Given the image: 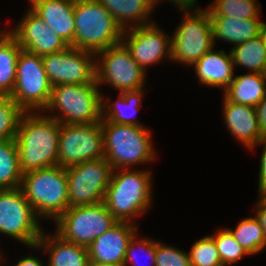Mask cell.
<instances>
[{
  "instance_id": "obj_1",
  "label": "cell",
  "mask_w": 266,
  "mask_h": 266,
  "mask_svg": "<svg viewBox=\"0 0 266 266\" xmlns=\"http://www.w3.org/2000/svg\"><path fill=\"white\" fill-rule=\"evenodd\" d=\"M44 112H25L15 137L22 174L57 166L61 124Z\"/></svg>"
},
{
  "instance_id": "obj_2",
  "label": "cell",
  "mask_w": 266,
  "mask_h": 266,
  "mask_svg": "<svg viewBox=\"0 0 266 266\" xmlns=\"http://www.w3.org/2000/svg\"><path fill=\"white\" fill-rule=\"evenodd\" d=\"M152 173L150 170H113L104 203L118 222H132L153 203Z\"/></svg>"
},
{
  "instance_id": "obj_3",
  "label": "cell",
  "mask_w": 266,
  "mask_h": 266,
  "mask_svg": "<svg viewBox=\"0 0 266 266\" xmlns=\"http://www.w3.org/2000/svg\"><path fill=\"white\" fill-rule=\"evenodd\" d=\"M104 158L115 169H132L133 165L156 159L151 129L145 126L116 124L101 120ZM132 167V168H131Z\"/></svg>"
},
{
  "instance_id": "obj_4",
  "label": "cell",
  "mask_w": 266,
  "mask_h": 266,
  "mask_svg": "<svg viewBox=\"0 0 266 266\" xmlns=\"http://www.w3.org/2000/svg\"><path fill=\"white\" fill-rule=\"evenodd\" d=\"M102 97L103 94L96 79L86 84H59L52 87L50 100L44 112H50L46 115L51 114L49 117L60 124L100 122Z\"/></svg>"
},
{
  "instance_id": "obj_5",
  "label": "cell",
  "mask_w": 266,
  "mask_h": 266,
  "mask_svg": "<svg viewBox=\"0 0 266 266\" xmlns=\"http://www.w3.org/2000/svg\"><path fill=\"white\" fill-rule=\"evenodd\" d=\"M20 188L40 220L49 218L55 222L68 209L64 167L57 165L24 173Z\"/></svg>"
},
{
  "instance_id": "obj_6",
  "label": "cell",
  "mask_w": 266,
  "mask_h": 266,
  "mask_svg": "<svg viewBox=\"0 0 266 266\" xmlns=\"http://www.w3.org/2000/svg\"><path fill=\"white\" fill-rule=\"evenodd\" d=\"M75 48L97 54L121 43L123 29L99 0H75Z\"/></svg>"
},
{
  "instance_id": "obj_7",
  "label": "cell",
  "mask_w": 266,
  "mask_h": 266,
  "mask_svg": "<svg viewBox=\"0 0 266 266\" xmlns=\"http://www.w3.org/2000/svg\"><path fill=\"white\" fill-rule=\"evenodd\" d=\"M182 22L171 35V61L193 66L205 53L215 47L210 16L207 9L181 8Z\"/></svg>"
},
{
  "instance_id": "obj_8",
  "label": "cell",
  "mask_w": 266,
  "mask_h": 266,
  "mask_svg": "<svg viewBox=\"0 0 266 266\" xmlns=\"http://www.w3.org/2000/svg\"><path fill=\"white\" fill-rule=\"evenodd\" d=\"M52 91L42 56L21 50L16 64L15 86L11 98L24 112H43Z\"/></svg>"
},
{
  "instance_id": "obj_9",
  "label": "cell",
  "mask_w": 266,
  "mask_h": 266,
  "mask_svg": "<svg viewBox=\"0 0 266 266\" xmlns=\"http://www.w3.org/2000/svg\"><path fill=\"white\" fill-rule=\"evenodd\" d=\"M118 221L104 202L68 208L56 221L55 233L63 240L87 247Z\"/></svg>"
},
{
  "instance_id": "obj_10",
  "label": "cell",
  "mask_w": 266,
  "mask_h": 266,
  "mask_svg": "<svg viewBox=\"0 0 266 266\" xmlns=\"http://www.w3.org/2000/svg\"><path fill=\"white\" fill-rule=\"evenodd\" d=\"M96 82L107 84L119 93L145 88L147 71L132 58L121 42L96 54Z\"/></svg>"
},
{
  "instance_id": "obj_11",
  "label": "cell",
  "mask_w": 266,
  "mask_h": 266,
  "mask_svg": "<svg viewBox=\"0 0 266 266\" xmlns=\"http://www.w3.org/2000/svg\"><path fill=\"white\" fill-rule=\"evenodd\" d=\"M39 220L20 187L0 190V233L29 248L44 230Z\"/></svg>"
},
{
  "instance_id": "obj_12",
  "label": "cell",
  "mask_w": 266,
  "mask_h": 266,
  "mask_svg": "<svg viewBox=\"0 0 266 266\" xmlns=\"http://www.w3.org/2000/svg\"><path fill=\"white\" fill-rule=\"evenodd\" d=\"M112 173V165L105 158L67 167L68 208L104 202Z\"/></svg>"
},
{
  "instance_id": "obj_13",
  "label": "cell",
  "mask_w": 266,
  "mask_h": 266,
  "mask_svg": "<svg viewBox=\"0 0 266 266\" xmlns=\"http://www.w3.org/2000/svg\"><path fill=\"white\" fill-rule=\"evenodd\" d=\"M104 158L100 122L61 124L57 165L67 168L85 161Z\"/></svg>"
},
{
  "instance_id": "obj_14",
  "label": "cell",
  "mask_w": 266,
  "mask_h": 266,
  "mask_svg": "<svg viewBox=\"0 0 266 266\" xmlns=\"http://www.w3.org/2000/svg\"><path fill=\"white\" fill-rule=\"evenodd\" d=\"M52 87L59 84H86L96 79V54L72 46L42 56Z\"/></svg>"
},
{
  "instance_id": "obj_15",
  "label": "cell",
  "mask_w": 266,
  "mask_h": 266,
  "mask_svg": "<svg viewBox=\"0 0 266 266\" xmlns=\"http://www.w3.org/2000/svg\"><path fill=\"white\" fill-rule=\"evenodd\" d=\"M121 42L145 71L149 66L157 65L167 58L168 61L171 60V36L161 30L154 21L123 30Z\"/></svg>"
},
{
  "instance_id": "obj_16",
  "label": "cell",
  "mask_w": 266,
  "mask_h": 266,
  "mask_svg": "<svg viewBox=\"0 0 266 266\" xmlns=\"http://www.w3.org/2000/svg\"><path fill=\"white\" fill-rule=\"evenodd\" d=\"M16 27L8 30L21 48L39 56L56 53L69 47L30 7Z\"/></svg>"
},
{
  "instance_id": "obj_17",
  "label": "cell",
  "mask_w": 266,
  "mask_h": 266,
  "mask_svg": "<svg viewBox=\"0 0 266 266\" xmlns=\"http://www.w3.org/2000/svg\"><path fill=\"white\" fill-rule=\"evenodd\" d=\"M138 227L135 223L117 222L88 246L89 260L123 265L128 243Z\"/></svg>"
},
{
  "instance_id": "obj_18",
  "label": "cell",
  "mask_w": 266,
  "mask_h": 266,
  "mask_svg": "<svg viewBox=\"0 0 266 266\" xmlns=\"http://www.w3.org/2000/svg\"><path fill=\"white\" fill-rule=\"evenodd\" d=\"M222 102V114L228 132L247 149L254 151L264 138L258 126L256 108L227 101L224 97Z\"/></svg>"
},
{
  "instance_id": "obj_19",
  "label": "cell",
  "mask_w": 266,
  "mask_h": 266,
  "mask_svg": "<svg viewBox=\"0 0 266 266\" xmlns=\"http://www.w3.org/2000/svg\"><path fill=\"white\" fill-rule=\"evenodd\" d=\"M29 7L59 35L75 48V0H28Z\"/></svg>"
},
{
  "instance_id": "obj_20",
  "label": "cell",
  "mask_w": 266,
  "mask_h": 266,
  "mask_svg": "<svg viewBox=\"0 0 266 266\" xmlns=\"http://www.w3.org/2000/svg\"><path fill=\"white\" fill-rule=\"evenodd\" d=\"M205 53L194 65V70L201 85L217 87L224 91L234 79V64L229 50H214Z\"/></svg>"
},
{
  "instance_id": "obj_21",
  "label": "cell",
  "mask_w": 266,
  "mask_h": 266,
  "mask_svg": "<svg viewBox=\"0 0 266 266\" xmlns=\"http://www.w3.org/2000/svg\"><path fill=\"white\" fill-rule=\"evenodd\" d=\"M30 248L46 252L48 266H87L89 261L87 247L65 241L56 233L50 235L43 231L37 245Z\"/></svg>"
},
{
  "instance_id": "obj_22",
  "label": "cell",
  "mask_w": 266,
  "mask_h": 266,
  "mask_svg": "<svg viewBox=\"0 0 266 266\" xmlns=\"http://www.w3.org/2000/svg\"><path fill=\"white\" fill-rule=\"evenodd\" d=\"M214 44L217 40L236 46L261 35L265 22L260 19H238L232 17H210Z\"/></svg>"
},
{
  "instance_id": "obj_23",
  "label": "cell",
  "mask_w": 266,
  "mask_h": 266,
  "mask_svg": "<svg viewBox=\"0 0 266 266\" xmlns=\"http://www.w3.org/2000/svg\"><path fill=\"white\" fill-rule=\"evenodd\" d=\"M111 13L116 23L129 29L153 23L149 21L155 6L150 0H99Z\"/></svg>"
},
{
  "instance_id": "obj_24",
  "label": "cell",
  "mask_w": 266,
  "mask_h": 266,
  "mask_svg": "<svg viewBox=\"0 0 266 266\" xmlns=\"http://www.w3.org/2000/svg\"><path fill=\"white\" fill-rule=\"evenodd\" d=\"M144 90L146 88L118 93L115 102L102 97V119L116 124L143 126L134 116L141 108Z\"/></svg>"
},
{
  "instance_id": "obj_25",
  "label": "cell",
  "mask_w": 266,
  "mask_h": 266,
  "mask_svg": "<svg viewBox=\"0 0 266 266\" xmlns=\"http://www.w3.org/2000/svg\"><path fill=\"white\" fill-rule=\"evenodd\" d=\"M223 94L227 101L256 107L266 94V74L249 72L234 75Z\"/></svg>"
},
{
  "instance_id": "obj_26",
  "label": "cell",
  "mask_w": 266,
  "mask_h": 266,
  "mask_svg": "<svg viewBox=\"0 0 266 266\" xmlns=\"http://www.w3.org/2000/svg\"><path fill=\"white\" fill-rule=\"evenodd\" d=\"M21 50L20 44L9 31L0 38V96L12 94Z\"/></svg>"
},
{
  "instance_id": "obj_27",
  "label": "cell",
  "mask_w": 266,
  "mask_h": 266,
  "mask_svg": "<svg viewBox=\"0 0 266 266\" xmlns=\"http://www.w3.org/2000/svg\"><path fill=\"white\" fill-rule=\"evenodd\" d=\"M230 53L234 66L244 67L250 73L266 74V46L262 35L232 47Z\"/></svg>"
},
{
  "instance_id": "obj_28",
  "label": "cell",
  "mask_w": 266,
  "mask_h": 266,
  "mask_svg": "<svg viewBox=\"0 0 266 266\" xmlns=\"http://www.w3.org/2000/svg\"><path fill=\"white\" fill-rule=\"evenodd\" d=\"M16 140L0 143V190L19 188L22 182Z\"/></svg>"
},
{
  "instance_id": "obj_29",
  "label": "cell",
  "mask_w": 266,
  "mask_h": 266,
  "mask_svg": "<svg viewBox=\"0 0 266 266\" xmlns=\"http://www.w3.org/2000/svg\"><path fill=\"white\" fill-rule=\"evenodd\" d=\"M228 229L249 255L259 254L266 248L264 230L255 216L246 217L234 229Z\"/></svg>"
},
{
  "instance_id": "obj_30",
  "label": "cell",
  "mask_w": 266,
  "mask_h": 266,
  "mask_svg": "<svg viewBox=\"0 0 266 266\" xmlns=\"http://www.w3.org/2000/svg\"><path fill=\"white\" fill-rule=\"evenodd\" d=\"M258 0H215L206 8L210 17L260 19Z\"/></svg>"
},
{
  "instance_id": "obj_31",
  "label": "cell",
  "mask_w": 266,
  "mask_h": 266,
  "mask_svg": "<svg viewBox=\"0 0 266 266\" xmlns=\"http://www.w3.org/2000/svg\"><path fill=\"white\" fill-rule=\"evenodd\" d=\"M25 112L10 96H0V143L15 139Z\"/></svg>"
},
{
  "instance_id": "obj_32",
  "label": "cell",
  "mask_w": 266,
  "mask_h": 266,
  "mask_svg": "<svg viewBox=\"0 0 266 266\" xmlns=\"http://www.w3.org/2000/svg\"><path fill=\"white\" fill-rule=\"evenodd\" d=\"M216 244L221 263L223 265H232L237 263L249 254L235 240L233 234L227 228L216 230L215 234L211 235Z\"/></svg>"
},
{
  "instance_id": "obj_33",
  "label": "cell",
  "mask_w": 266,
  "mask_h": 266,
  "mask_svg": "<svg viewBox=\"0 0 266 266\" xmlns=\"http://www.w3.org/2000/svg\"><path fill=\"white\" fill-rule=\"evenodd\" d=\"M191 266H221L214 239L207 235L195 241L189 251Z\"/></svg>"
},
{
  "instance_id": "obj_34",
  "label": "cell",
  "mask_w": 266,
  "mask_h": 266,
  "mask_svg": "<svg viewBox=\"0 0 266 266\" xmlns=\"http://www.w3.org/2000/svg\"><path fill=\"white\" fill-rule=\"evenodd\" d=\"M137 235L138 233H136L128 243L123 265L130 266L129 264L131 263V266H140L142 263L139 265L140 260L138 259V253H145L146 258H148L150 261L149 266H156V240L148 237H142L141 239H138L139 236Z\"/></svg>"
},
{
  "instance_id": "obj_35",
  "label": "cell",
  "mask_w": 266,
  "mask_h": 266,
  "mask_svg": "<svg viewBox=\"0 0 266 266\" xmlns=\"http://www.w3.org/2000/svg\"><path fill=\"white\" fill-rule=\"evenodd\" d=\"M156 266H191L189 253L156 240Z\"/></svg>"
},
{
  "instance_id": "obj_36",
  "label": "cell",
  "mask_w": 266,
  "mask_h": 266,
  "mask_svg": "<svg viewBox=\"0 0 266 266\" xmlns=\"http://www.w3.org/2000/svg\"><path fill=\"white\" fill-rule=\"evenodd\" d=\"M255 108L260 132L266 137V94Z\"/></svg>"
},
{
  "instance_id": "obj_37",
  "label": "cell",
  "mask_w": 266,
  "mask_h": 266,
  "mask_svg": "<svg viewBox=\"0 0 266 266\" xmlns=\"http://www.w3.org/2000/svg\"><path fill=\"white\" fill-rule=\"evenodd\" d=\"M258 146L262 145L263 150L261 152L260 158V169H259V178H258V187L262 185H266V137H264L258 144Z\"/></svg>"
},
{
  "instance_id": "obj_38",
  "label": "cell",
  "mask_w": 266,
  "mask_h": 266,
  "mask_svg": "<svg viewBox=\"0 0 266 266\" xmlns=\"http://www.w3.org/2000/svg\"><path fill=\"white\" fill-rule=\"evenodd\" d=\"M255 205L256 210L254 212V216L260 222L266 236V205L261 203L259 200L256 201Z\"/></svg>"
},
{
  "instance_id": "obj_39",
  "label": "cell",
  "mask_w": 266,
  "mask_h": 266,
  "mask_svg": "<svg viewBox=\"0 0 266 266\" xmlns=\"http://www.w3.org/2000/svg\"><path fill=\"white\" fill-rule=\"evenodd\" d=\"M151 3L156 7V5L161 1V0H150ZM170 4H174V6H177L176 8L181 9V8H193L196 7L197 1L198 0H167Z\"/></svg>"
},
{
  "instance_id": "obj_40",
  "label": "cell",
  "mask_w": 266,
  "mask_h": 266,
  "mask_svg": "<svg viewBox=\"0 0 266 266\" xmlns=\"http://www.w3.org/2000/svg\"><path fill=\"white\" fill-rule=\"evenodd\" d=\"M14 266H44L43 261L37 258L36 256H31V253L28 256H24L17 261V264Z\"/></svg>"
},
{
  "instance_id": "obj_41",
  "label": "cell",
  "mask_w": 266,
  "mask_h": 266,
  "mask_svg": "<svg viewBox=\"0 0 266 266\" xmlns=\"http://www.w3.org/2000/svg\"><path fill=\"white\" fill-rule=\"evenodd\" d=\"M258 194H259L258 200L264 205H266V185L258 187Z\"/></svg>"
},
{
  "instance_id": "obj_42",
  "label": "cell",
  "mask_w": 266,
  "mask_h": 266,
  "mask_svg": "<svg viewBox=\"0 0 266 266\" xmlns=\"http://www.w3.org/2000/svg\"><path fill=\"white\" fill-rule=\"evenodd\" d=\"M87 266H124V265H119V264H105V263H99L95 261H88Z\"/></svg>"
},
{
  "instance_id": "obj_43",
  "label": "cell",
  "mask_w": 266,
  "mask_h": 266,
  "mask_svg": "<svg viewBox=\"0 0 266 266\" xmlns=\"http://www.w3.org/2000/svg\"><path fill=\"white\" fill-rule=\"evenodd\" d=\"M262 38L264 40L265 46H266V22L264 23V26L261 31Z\"/></svg>"
},
{
  "instance_id": "obj_44",
  "label": "cell",
  "mask_w": 266,
  "mask_h": 266,
  "mask_svg": "<svg viewBox=\"0 0 266 266\" xmlns=\"http://www.w3.org/2000/svg\"><path fill=\"white\" fill-rule=\"evenodd\" d=\"M0 249H1V248H0ZM3 255H4V254H2V252L0 251V264H2L1 262H4V260H5V259H3V258H4ZM2 260H3V261H2Z\"/></svg>"
},
{
  "instance_id": "obj_45",
  "label": "cell",
  "mask_w": 266,
  "mask_h": 266,
  "mask_svg": "<svg viewBox=\"0 0 266 266\" xmlns=\"http://www.w3.org/2000/svg\"><path fill=\"white\" fill-rule=\"evenodd\" d=\"M7 30H0V38L4 35V34H6L7 32H6Z\"/></svg>"
}]
</instances>
